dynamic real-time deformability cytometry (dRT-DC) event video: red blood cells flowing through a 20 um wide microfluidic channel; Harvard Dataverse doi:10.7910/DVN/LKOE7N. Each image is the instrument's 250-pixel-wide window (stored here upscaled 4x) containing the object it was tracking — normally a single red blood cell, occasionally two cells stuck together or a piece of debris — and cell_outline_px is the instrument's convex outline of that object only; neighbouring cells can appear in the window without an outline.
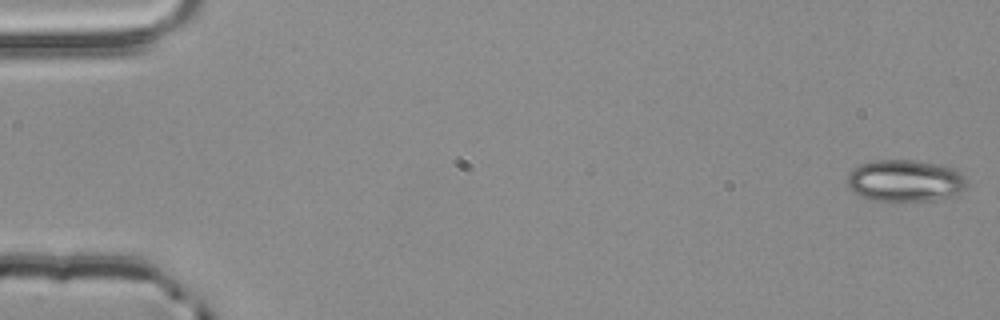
{"species": "common noctule bat (a hibernating species)", "species_latin": "Nyctalus noctula", "temperature_condition": "room temperature", "stored_images_in_passage": 54, "camera_frame_rate_fps": 3000, "um_per_image_px": 0.085, "animal": {"sex": "male", "body_mass_g": 20.4}, "frame": {"image": 1, "passage_image": 1, "time_ms": 0.0, "image_size_px": [1000, 320], "cell_outline_px": [[968, 184], [960, 192], [948, 196], [928, 200], [868, 200], [852, 192], [848, 188], [848, 172], [852, 168], [860, 164], [872, 160], [912, 160], [956, 168], [964, 176]], "centroid_in_image_um": [76.88, 15.34], "position_along_channel_um": 8.1, "area_um2": 29.07}}
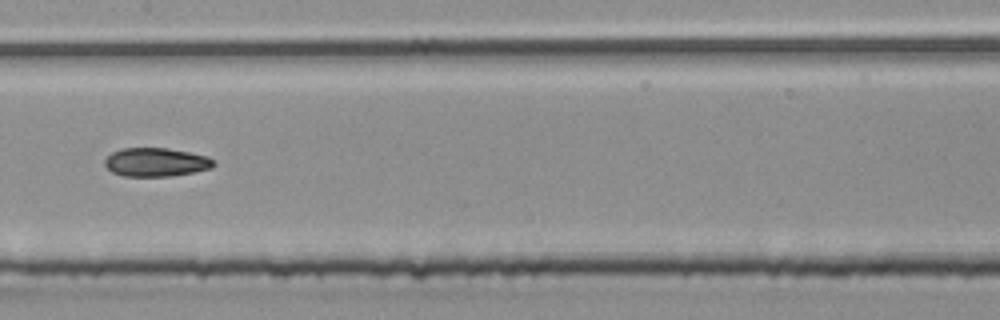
{"frame": {"image": 2, "passage_image": 28, "time_ms": 9.0, "image_size_px": [1000, 320], "cell_outline_px": [[216, 164], [212, 168], [196, 172], [172, 176], [124, 176], [112, 172], [104, 164], [104, 160], [112, 152], [120, 148], [168, 148], [208, 156]], "centroid_in_image_um": [13.27, 13.79], "position_along_channel_um": 194.1, "area_um2": 18.26}}
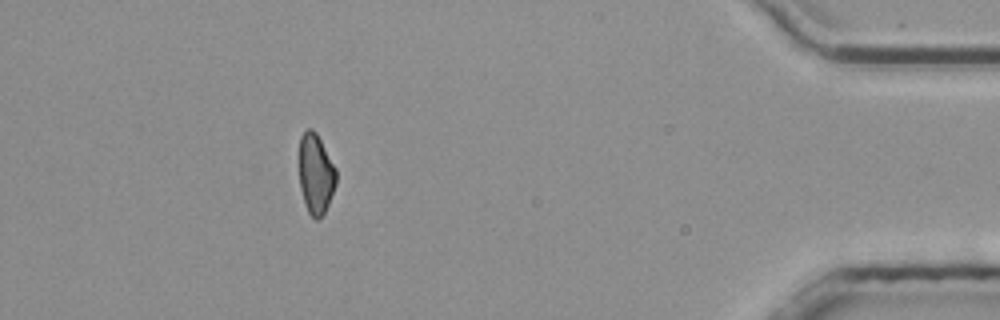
{"frame": {"image": 3, "passage_image": 49, "time_ms": 16.0, "image_size_px": [1000, 320], "cell_outline_px": [[336, 184], [328, 204], [324, 212], [316, 220], [308, 212], [304, 204], [300, 188], [300, 136], [308, 128], [312, 128], [316, 132], [336, 168]], "centroid_in_image_um": [26.84, 14.77], "position_along_channel_um": 408.4, "area_um2": 17.11}, "authors_computed_cell_mechanics": {"area_um2": 18.5538, "velocity_mm_per_s": 3.8648, "shape_relaxation_time_tau1_ms": null, "shape_relaxation_time_tau2_ms": 5.6859, "deformation_change_tau1": null, "deformation_change_tau2": 0.1172}}